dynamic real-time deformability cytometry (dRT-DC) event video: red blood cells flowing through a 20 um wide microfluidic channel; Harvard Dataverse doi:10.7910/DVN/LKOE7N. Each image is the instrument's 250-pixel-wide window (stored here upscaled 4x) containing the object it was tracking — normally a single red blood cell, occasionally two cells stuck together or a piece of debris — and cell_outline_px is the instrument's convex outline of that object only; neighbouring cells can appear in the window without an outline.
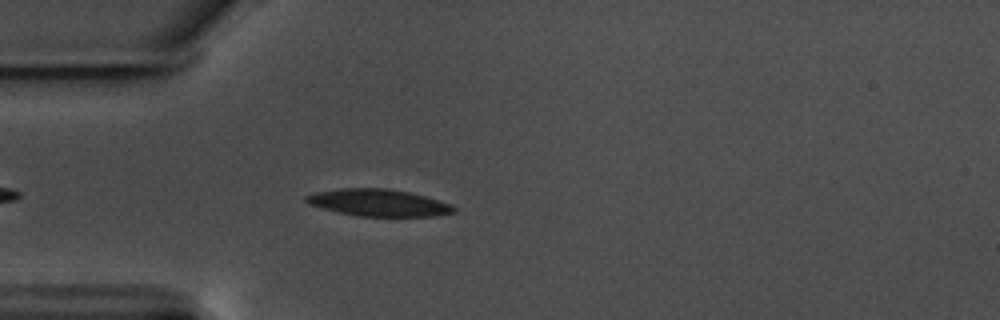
{"species": "common noctule bat (a hibernating species)", "species_latin": "Nyctalus noctula", "temperature_condition": "warm", "stored_images_in_passage": 41, "camera_frame_rate_fps": 3000, "um_per_image_px": 0.085, "animal": {"sex": "male", "body_mass_g": 17.5, "forearm_length_mm": 52.3}, "frame": {"image": 1, "passage_image": 5, "time_ms": 1.333, "image_size_px": [1000, 320], "cell_outline_px": [[456, 212], [436, 216], [360, 216], [340, 212], [308, 204], [304, 200], [304, 196], [316, 192], [340, 188], [388, 188], [408, 192], [424, 196], [452, 204], [456, 208]], "centroid_in_image_um": [32.19, 17.22], "position_along_channel_um": 52.8, "area_um2": 23.12}}
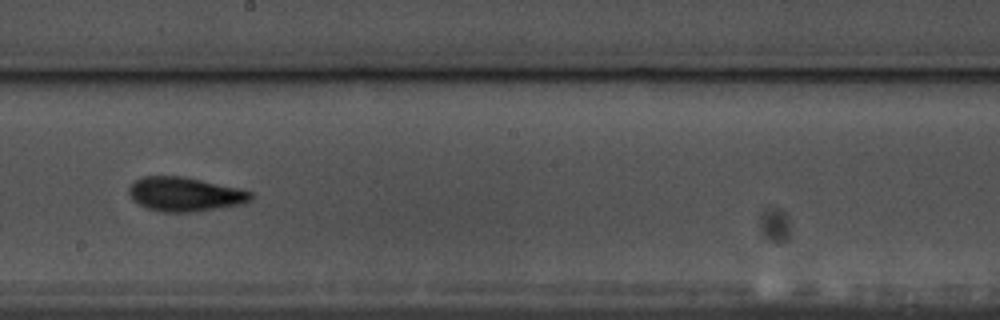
{"frame": {"image": 2, "passage_image": 21, "time_ms": 6.667, "image_size_px": [1000, 320], "cell_outline_px": [[252, 200], [244, 204], [196, 212], [160, 212], [148, 208], [132, 200], [128, 192], [128, 188], [136, 180], [144, 176], [180, 176], [240, 188], [252, 192]], "centroid_in_image_um": [15.74, 16.52], "position_along_channel_um": 232.5, "area_um2": 24.33}}
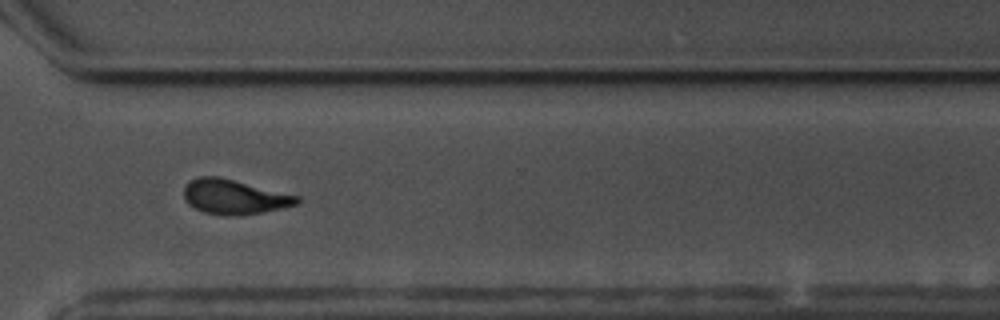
{"frame": {"image": 3, "passage_image": 31, "time_ms": 10.0, "image_size_px": [1000, 320], "cell_outline_px": [[300, 204], [264, 212], [240, 216], [224, 216], [204, 212], [188, 204], [184, 196], [184, 188], [192, 180], [200, 176], [220, 176], [300, 196]], "centroid_in_image_um": [19.96, 16.74], "position_along_channel_um": 350.6, "area_um2": 23.06}, "authors_computed_cell_mechanics": {"area_um2": 23.0044, "velocity_mm_per_s": 3.5429, "shape_relaxation_time_tau1_ms": 4.2225, "shape_relaxation_time_tau2_ms": 3.0035, "deformation_change_tau1": 0.1469, "deformation_change_tau2": 0.0986}}